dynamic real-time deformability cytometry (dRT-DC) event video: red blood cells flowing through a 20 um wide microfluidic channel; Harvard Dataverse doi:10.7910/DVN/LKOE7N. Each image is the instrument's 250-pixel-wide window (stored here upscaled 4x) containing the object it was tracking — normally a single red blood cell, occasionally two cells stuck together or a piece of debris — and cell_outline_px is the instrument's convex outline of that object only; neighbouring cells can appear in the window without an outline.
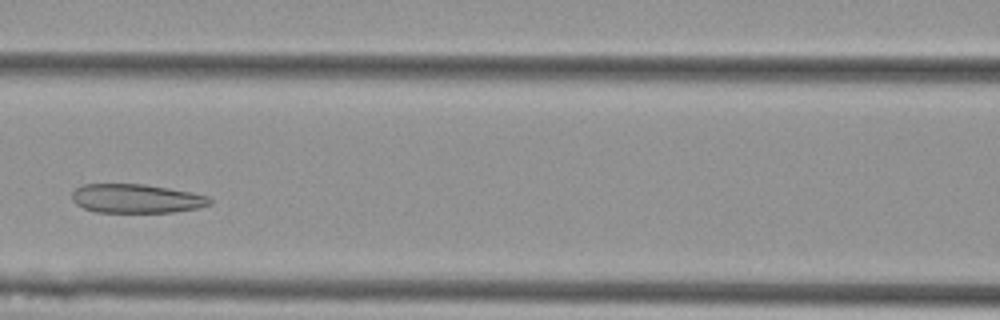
{"species": "Egyptian fruit bat (a non-hibernating species)", "species_latin": "Rousettus aegyptiacus", "temperature_condition": "cold", "stored_images_in_passage": 7, "camera_frame_rate_fps": 3000, "um_per_image_px": 0.085, "animal": {"sex": "female"}, "frame": {"image": 1, "passage_image": 4, "time_ms": 1.0, "image_size_px": [1000, 320], "cell_outline_px": [[212, 204], [200, 208], [172, 212], [96, 212], [84, 208], [76, 204], [72, 200], [72, 192], [76, 188], [84, 184], [144, 184], [192, 192], [208, 196], [212, 200]], "centroid_in_image_um": [11.61, 16.88], "position_along_channel_um": 155.0, "area_um2": 23.35}}
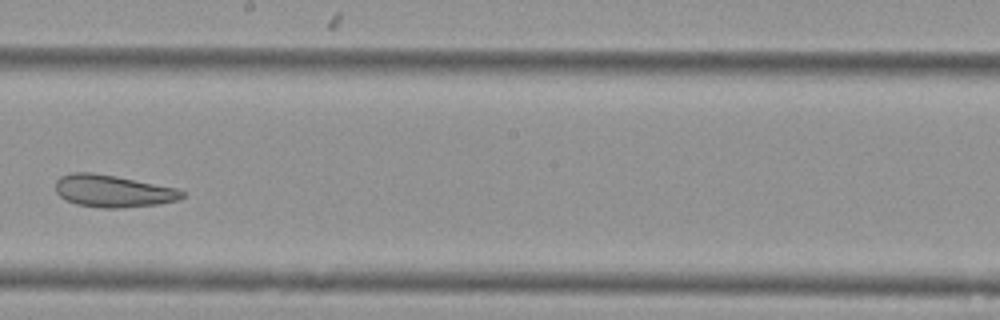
{"frame": {"image": 2, "passage_image": 6, "time_ms": 1.667, "image_size_px": [1000, 320], "cell_outline_px": [[184, 196], [180, 200], [156, 204], [120, 208], [100, 208], [76, 204], [64, 200], [56, 192], [56, 180], [60, 176], [72, 172], [92, 172], [116, 176], [180, 188], [184, 192]], "centroid_in_image_um": [9.61, 16.23], "position_along_channel_um": 238.6, "area_um2": 24.04}}
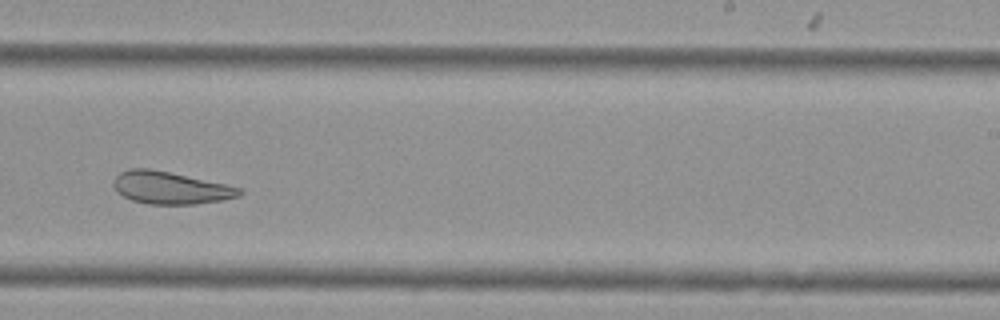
{"frame": {"image": 3, "passage_image": 7, "time_ms": 2.0, "image_size_px": [1000, 320], "cell_outline_px": [[244, 192], [240, 196], [224, 200], [192, 204], [148, 204], [132, 200], [116, 192], [112, 184], [112, 180], [120, 172], [128, 168], [148, 168], [168, 172], [244, 188]], "centroid_in_image_um": [14.48, 15.97], "position_along_channel_um": 274.5, "area_um2": 23.81}}